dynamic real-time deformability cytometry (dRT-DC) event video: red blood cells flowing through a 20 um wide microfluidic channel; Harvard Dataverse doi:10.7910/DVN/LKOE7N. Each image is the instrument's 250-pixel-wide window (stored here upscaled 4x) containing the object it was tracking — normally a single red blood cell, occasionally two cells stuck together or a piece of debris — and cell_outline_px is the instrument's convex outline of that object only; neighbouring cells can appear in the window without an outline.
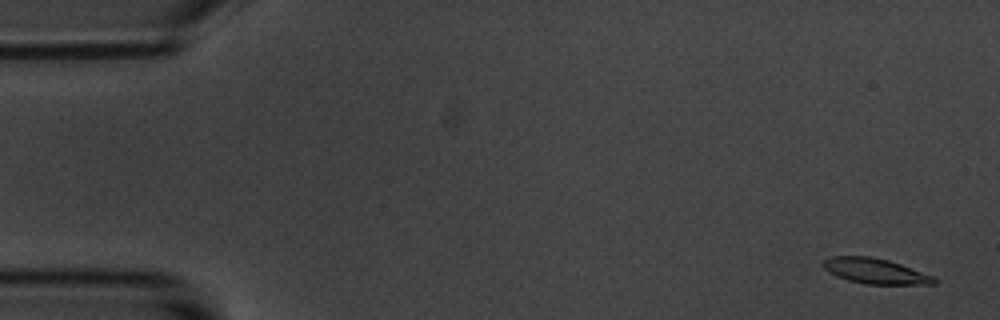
{"species": "common noctule bat (a hibernating species)", "species_latin": "Nyctalus noctula", "temperature_condition": "room temperature", "stored_images_in_passage": 5, "camera_frame_rate_fps": 3000, "um_per_image_px": 0.085, "animal": {"sex": "male", "body_mass_g": 20.1, "forearm_length_mm": 53.5}, "frame": {"image": 1, "passage_image": 1, "time_ms": 0.0, "image_size_px": [1000, 320], "cell_outline_px": [[940, 280], [936, 284], [864, 284], [848, 280], [836, 276], [824, 268], [824, 260], [832, 256], [872, 256], [888, 260], [900, 264], [932, 276]], "centroid_in_image_um": [74.41, 23.04], "position_along_channel_um": 10.6, "area_um2": 16.24}}
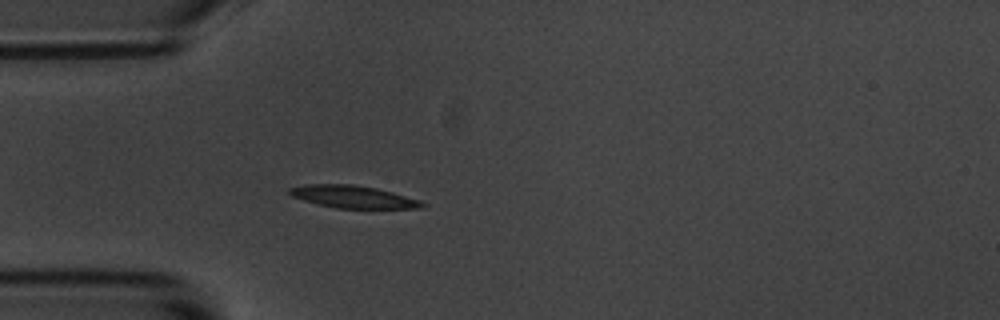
{"frame": {"image": 2, "passage_image": 5, "time_ms": 4.667, "image_size_px": [1000, 320], "cell_outline_px": [[428, 204], [424, 208], [336, 208], [316, 204], [292, 196], [288, 192], [288, 188], [308, 184], [352, 184], [376, 188], [392, 192], [420, 200]], "centroid_in_image_um": [30.03, 16.73], "position_along_channel_um": 55.0, "area_um2": 17.34}}